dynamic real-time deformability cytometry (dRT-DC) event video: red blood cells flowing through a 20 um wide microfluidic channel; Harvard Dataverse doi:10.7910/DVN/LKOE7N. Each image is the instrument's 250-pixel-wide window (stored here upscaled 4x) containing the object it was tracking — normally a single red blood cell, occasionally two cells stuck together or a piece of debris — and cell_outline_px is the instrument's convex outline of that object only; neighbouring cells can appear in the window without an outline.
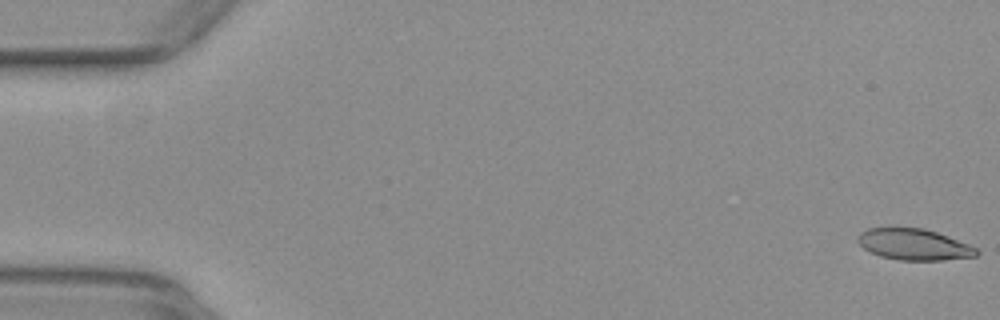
{"species": "common noctule bat (a hibernating species)", "species_latin": "Nyctalus noctula", "temperature_condition": "warm", "stored_images_in_passage": 53, "camera_frame_rate_fps": 3000, "um_per_image_px": 0.085, "animal": {"sex": "female", "body_mass_g": 29.2, "forearm_length_mm": 56.3}, "frame": {"image": 1, "passage_image": 1, "time_ms": 0.0, "image_size_px": [1000, 320], "cell_outline_px": [[980, 252], [976, 256], [944, 260], [900, 260], [880, 256], [864, 248], [856, 240], [860, 232], [868, 228], [888, 224], [924, 228], [948, 236], [968, 244], [976, 248]], "centroid_in_image_um": [77.62, 20.72], "position_along_channel_um": 7.4, "area_um2": 22.25}}
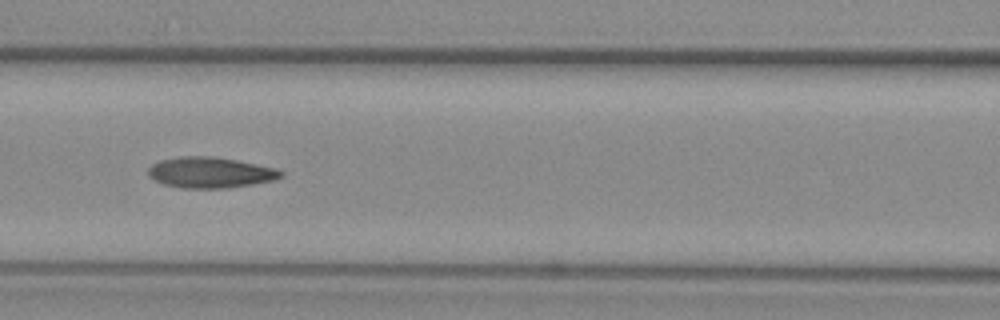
{"frame": {"image": 2, "passage_image": 24, "time_ms": 7.667, "image_size_px": [1000, 320], "cell_outline_px": [[284, 176], [276, 180], [228, 188], [180, 188], [164, 184], [148, 176], [148, 168], [152, 164], [160, 160], [180, 156], [212, 156], [236, 160], [276, 168], [284, 172]], "centroid_in_image_um": [17.89, 14.66], "position_along_channel_um": 148.7, "area_um2": 23.93}}
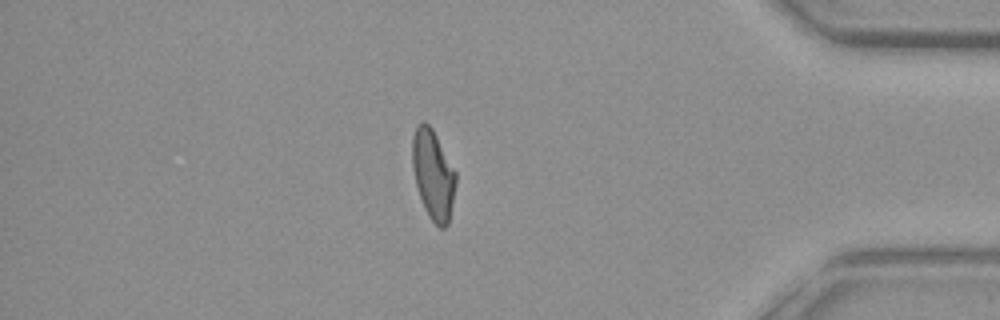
{"frame": {"image": 3, "passage_image": 46, "time_ms": 15.0, "image_size_px": [1000, 320], "cell_outline_px": [[456, 184], [448, 224], [444, 228], [440, 228], [428, 216], [424, 208], [416, 184], [412, 168], [412, 136], [416, 124], [424, 120], [432, 128], [456, 172]], "centroid_in_image_um": [36.8, 14.81], "position_along_channel_um": 398.4, "area_um2": 22.72}, "authors_computed_cell_mechanics": {"area_um2": 22.831, "velocity_mm_per_s": 3.9065, "shape_relaxation_time_tau1_ms": 9.7041, "shape_relaxation_time_tau2_ms": 2.4196, "deformation_change_tau1": 0.2491, "deformation_change_tau2": 0.0967}}